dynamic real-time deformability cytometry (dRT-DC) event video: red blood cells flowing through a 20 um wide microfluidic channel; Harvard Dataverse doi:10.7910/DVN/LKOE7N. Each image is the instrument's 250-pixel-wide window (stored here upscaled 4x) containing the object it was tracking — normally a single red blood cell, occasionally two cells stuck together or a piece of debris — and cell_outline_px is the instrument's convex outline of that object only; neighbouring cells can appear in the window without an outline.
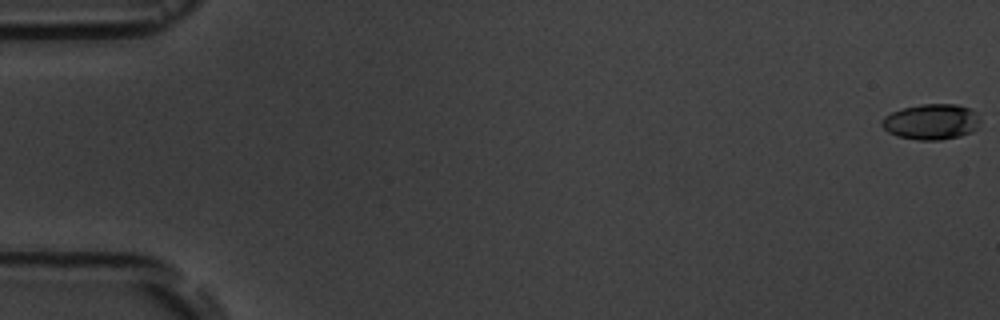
{"species": "common noctule bat (a hibernating species)", "species_latin": "Nyctalus noctula", "temperature_condition": "room temperature", "stored_images_in_passage": 5, "camera_frame_rate_fps": 3000, "um_per_image_px": 0.085, "animal": {"sex": "male", "body_mass_g": 19.5, "forearm_length_mm": 54.6}, "frame": {"image": 1, "passage_image": 1, "time_ms": 0.0, "image_size_px": [1000, 320], "cell_outline_px": [[980, 120], [976, 128], [972, 132], [960, 136], [940, 140], [920, 140], [896, 136], [888, 132], [880, 124], [880, 120], [884, 116], [900, 108], [920, 104], [956, 104], [972, 108], [976, 112]], "centroid_in_image_um": [79.15, 10.34], "position_along_channel_um": 5.9, "area_um2": 20.69}}
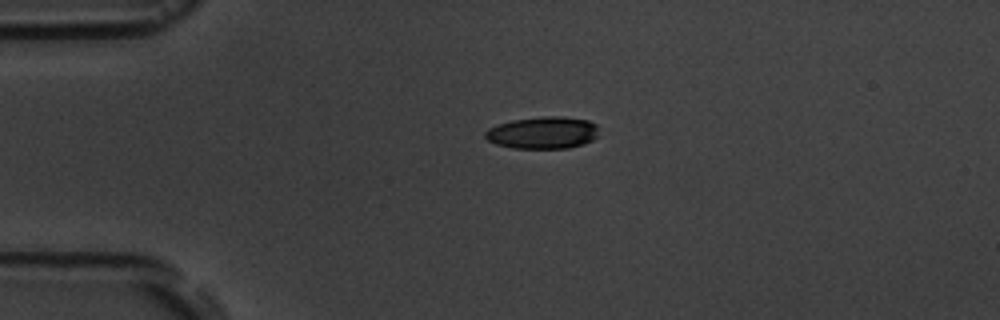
{"frame": {"image": 2, "passage_image": 4, "time_ms": 4.333, "image_size_px": [1000, 320], "cell_outline_px": [[600, 136], [584, 144], [568, 148], [512, 148], [496, 144], [488, 140], [484, 136], [484, 132], [488, 128], [512, 120], [540, 116], [560, 116], [588, 120], [596, 124]], "centroid_in_image_um": [46.17, 11.28], "position_along_channel_um": 38.8, "area_um2": 21.44}}